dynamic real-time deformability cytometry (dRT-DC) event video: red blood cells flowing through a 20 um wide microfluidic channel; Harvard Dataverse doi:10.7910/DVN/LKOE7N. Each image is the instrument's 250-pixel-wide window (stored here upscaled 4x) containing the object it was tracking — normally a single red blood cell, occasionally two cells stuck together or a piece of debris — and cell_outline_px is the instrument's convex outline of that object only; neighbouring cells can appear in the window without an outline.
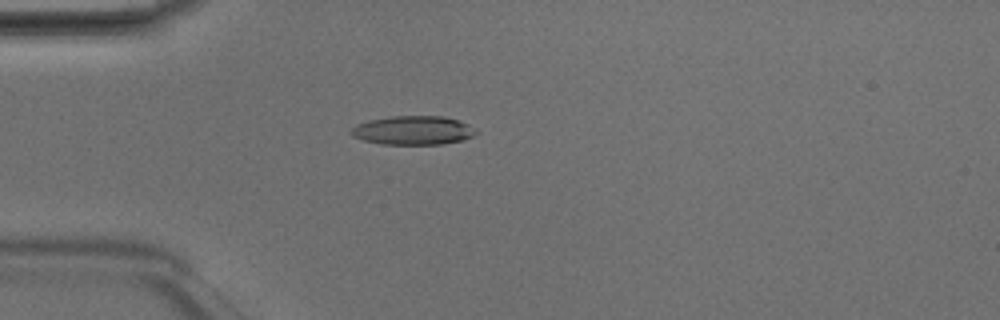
{"species": "Egyptian fruit bat (a non-hibernating species)", "species_latin": "Rousettus aegyptiacus", "temperature_condition": "room temperature", "stored_images_in_passage": 48, "camera_frame_rate_fps": 3000, "um_per_image_px": 0.085, "animal": {"sex": "male"}, "frame": {"image": 1, "passage_image": 13, "time_ms": 4.0, "image_size_px": [1000, 320], "cell_outline_px": [[480, 132], [464, 140], [440, 144], [380, 144], [364, 140], [352, 136], [352, 128], [356, 124], [368, 120], [392, 116], [444, 116], [460, 120], [476, 128]], "centroid_in_image_um": [35.16, 11.07], "position_along_channel_um": 49.8, "area_um2": 21.15}}
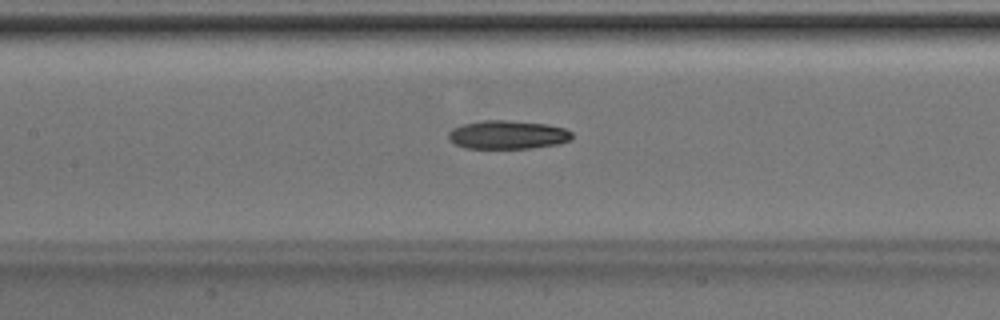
{"frame": {"image": 2, "passage_image": 22, "time_ms": 7.0, "image_size_px": [1000, 320], "cell_outline_px": [[572, 140], [560, 144], [532, 148], [464, 148], [448, 140], [448, 132], [452, 128], [464, 124], [484, 120], [508, 120], [548, 124], [564, 128], [572, 132]], "centroid_in_image_um": [43.17, 11.46], "position_along_channel_um": 164.2, "area_um2": 20.75}}
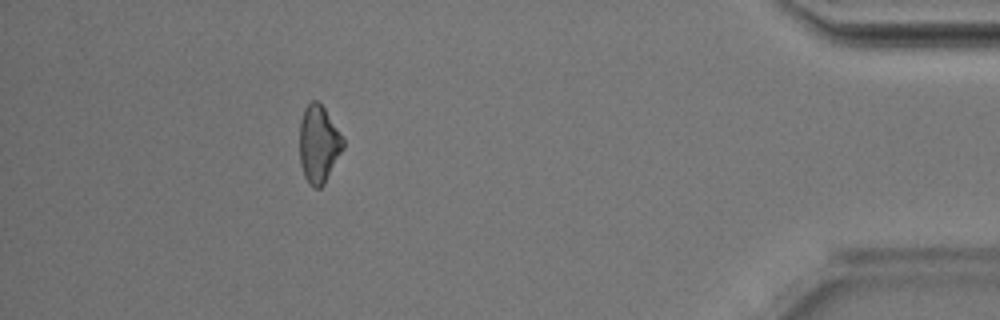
{"frame": {"image": 3, "passage_image": 43, "time_ms": 14.0, "image_size_px": [1000, 320], "cell_outline_px": [[344, 148], [324, 184], [320, 188], [316, 188], [304, 176], [300, 164], [300, 120], [304, 108], [312, 100], [316, 100], [324, 108], [344, 140]], "centroid_in_image_um": [27.08, 12.24], "position_along_channel_um": 408.1, "area_um2": 19.36}, "authors_computed_cell_mechanics": {"area_um2": 20.6057, "velocity_mm_per_s": 4.2332, "shape_relaxation_time_tau1_ms": 6.9664, "shape_relaxation_time_tau2_ms": null, "deformation_change_tau1": 0.1385, "deformation_change_tau2": null}}